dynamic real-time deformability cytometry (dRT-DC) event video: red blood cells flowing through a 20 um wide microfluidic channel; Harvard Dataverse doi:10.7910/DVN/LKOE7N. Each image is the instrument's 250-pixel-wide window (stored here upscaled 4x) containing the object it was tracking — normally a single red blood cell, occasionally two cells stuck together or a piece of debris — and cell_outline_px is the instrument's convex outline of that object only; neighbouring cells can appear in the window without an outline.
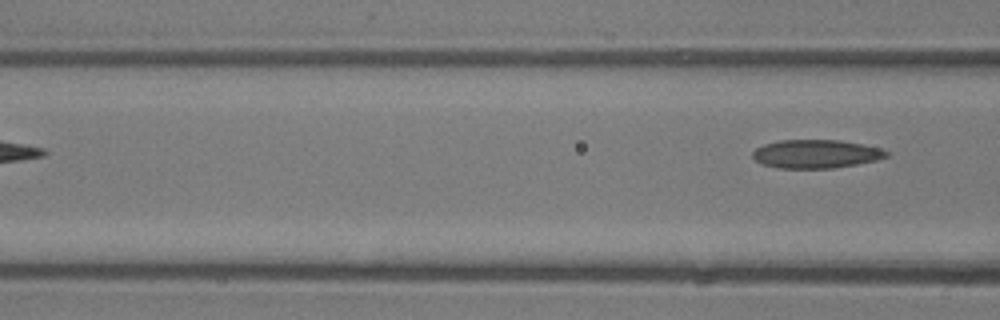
{"species": "common noctule bat (a hibernating species)", "species_latin": "Nyctalus noctula", "temperature_condition": "room temperature", "stored_images_in_passage": 3, "camera_frame_rate_fps": 3000, "um_per_image_px": 0.085, "animal": {"sex": "male", "body_mass_g": 13.3}, "frame": {"image": 1, "passage_image": 3, "time_ms": 2.333, "image_size_px": [1000, 320], "cell_outline_px": [[888, 156], [876, 160], [836, 168], [780, 168], [764, 164], [756, 160], [752, 156], [752, 152], [756, 148], [764, 144], [780, 140], [840, 140], [880, 148], [888, 152]], "centroid_in_image_um": [69.35, 13.08], "position_along_channel_um": 97.3, "area_um2": 22.02}}